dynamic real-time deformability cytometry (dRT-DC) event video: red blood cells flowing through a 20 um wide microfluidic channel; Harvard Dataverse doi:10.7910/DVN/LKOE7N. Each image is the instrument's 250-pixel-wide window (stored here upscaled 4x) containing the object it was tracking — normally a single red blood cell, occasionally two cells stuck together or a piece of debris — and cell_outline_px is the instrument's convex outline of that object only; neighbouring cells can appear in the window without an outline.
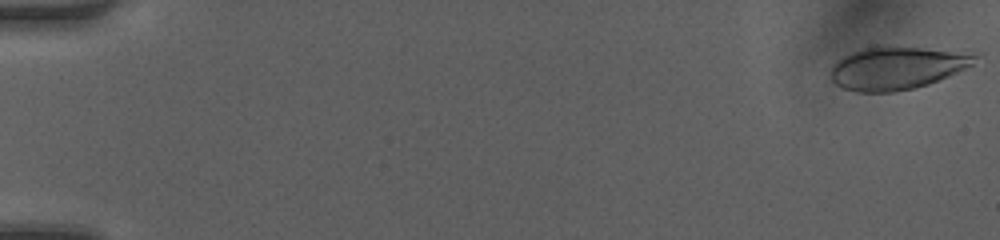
{"species": "human", "species_latin": "Homo sapiens", "temperature_condition": "room temperature", "stored_images_in_passage": 49, "camera_frame_rate_fps": 3000, "um_per_image_px": 0.085, "donor": {"sex": "female"}, "frame": {"image": 1, "passage_image": 1, "time_ms": 0.0, "image_size_px": [1000, 240], "cell_outline_px": [[976, 56], [972, 64], [948, 76], [928, 84], [912, 88], [892, 92], [856, 92], [844, 88], [828, 80], [828, 72], [832, 64], [836, 60], [852, 52], [864, 48], [880, 44], [920, 48]], "centroid_in_image_um": [76.03, 5.79], "position_along_channel_um": 9.0, "area_um2": 35.6}}
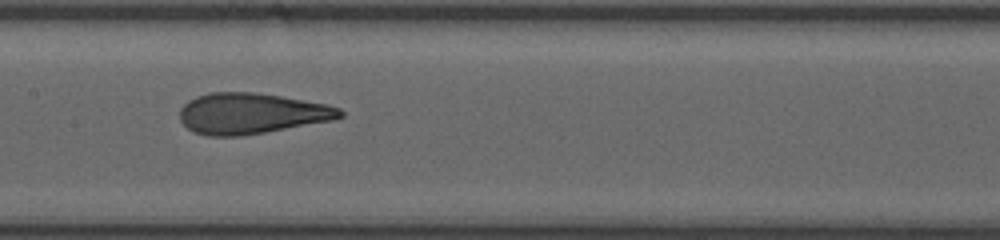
{"frame": {"image": 2, "passage_image": 26, "time_ms": 8.333, "image_size_px": [1000, 240], "cell_outline_px": [[344, 116], [332, 120], [264, 132], [240, 136], [208, 136], [196, 132], [188, 128], [180, 120], [180, 108], [188, 100], [196, 96], [208, 92], [252, 92], [280, 96], [328, 104], [340, 108], [344, 112]], "centroid_in_image_um": [21.36, 9.63], "position_along_channel_um": 186.0, "area_um2": 37.97}}
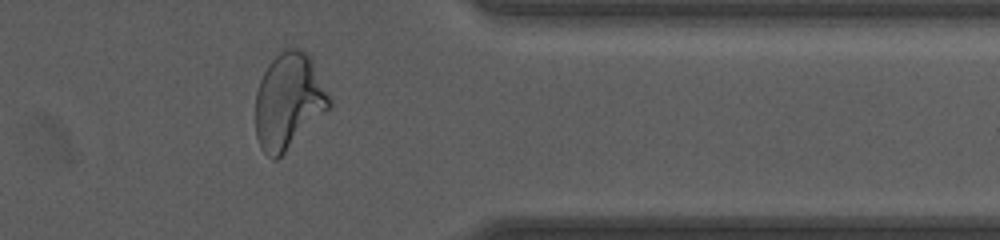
{"frame": {"image": 3, "passage_image": 41, "time_ms": 13.333, "image_size_px": [1000, 240], "cell_outline_px": [[332, 108], [276, 160], [272, 160], [260, 148], [256, 136], [256, 92], [260, 80], [268, 64], [280, 52], [288, 48], [296, 48], [304, 52], [312, 60], [332, 100]], "centroid_in_image_um": [24.55, 8.63], "position_along_channel_um": 386.9, "area_um2": 41.27}, "authors_computed_cell_mechanics": {"area_um2": 37.859, "velocity_mm_per_s": 4.2196, "shape_relaxation_time_tau1_ms": 6.4826, "shape_relaxation_time_tau2_ms": 0.8176, "deformation_change_tau1": 0.2575, "deformation_change_tau2": 0.0799}}